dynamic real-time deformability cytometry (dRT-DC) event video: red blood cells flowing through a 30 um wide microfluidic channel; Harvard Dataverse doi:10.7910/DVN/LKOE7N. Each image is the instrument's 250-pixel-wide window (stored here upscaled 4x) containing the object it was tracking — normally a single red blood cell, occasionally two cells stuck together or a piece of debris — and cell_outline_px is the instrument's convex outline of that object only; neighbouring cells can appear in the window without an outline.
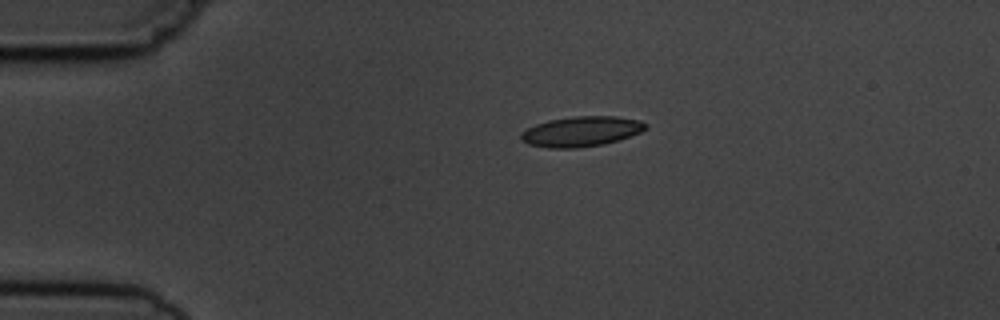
{"species": "common noctule bat (a hibernating species)", "species_latin": "Nyctalus noctula", "temperature_condition": "cold", "stored_images_in_passage": 2, "camera_frame_rate_fps": 3000, "um_per_image_px": 0.085, "animal": {"sex": "male", "body_mass_g": 19.5, "forearm_length_mm": 54.6}, "frame": {"image": 1, "passage_image": 1, "time_ms": 0.0, "image_size_px": [1000, 320], "cell_outline_px": [[648, 128], [640, 132], [604, 144], [576, 148], [548, 148], [528, 144], [520, 140], [520, 132], [536, 124], [548, 120], [572, 116], [616, 116], [640, 120], [648, 124]], "centroid_in_image_um": [49.38, 11.17], "position_along_channel_um": 35.6, "area_um2": 21.96}}